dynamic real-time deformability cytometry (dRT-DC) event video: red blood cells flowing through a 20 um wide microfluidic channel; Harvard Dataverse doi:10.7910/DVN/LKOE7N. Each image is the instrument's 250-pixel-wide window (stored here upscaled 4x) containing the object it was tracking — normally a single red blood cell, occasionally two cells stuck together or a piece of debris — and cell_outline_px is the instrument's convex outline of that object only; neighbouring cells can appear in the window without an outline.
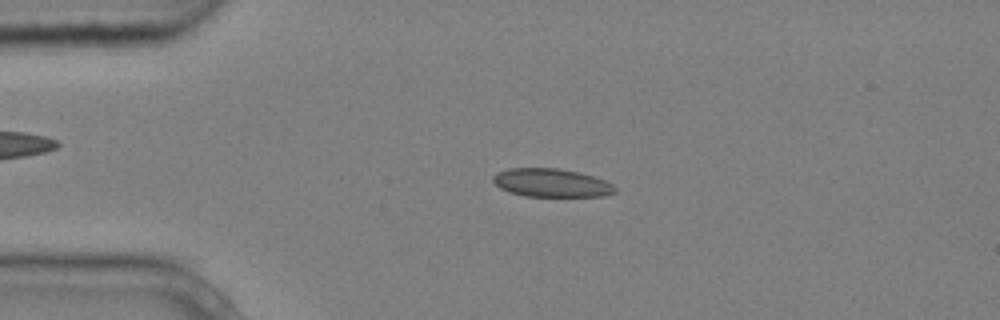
{"species": "common noctule bat (a hibernating species)", "species_latin": "Nyctalus noctula", "temperature_condition": "cold", "stored_images_in_passage": 3, "camera_frame_rate_fps": 3000, "um_per_image_px": 0.085, "animal": {"sex": "male", "body_mass_g": 20.4}, "frame": {"image": 1, "passage_image": 2, "time_ms": 0.333, "image_size_px": [1000, 320], "cell_outline_px": [[616, 192], [604, 196], [524, 196], [508, 192], [500, 188], [492, 180], [492, 176], [496, 172], [508, 168], [560, 168], [580, 172], [604, 180], [612, 184], [616, 188]], "centroid_in_image_um": [46.84, 15.53], "position_along_channel_um": 38.2, "area_um2": 20.29}}